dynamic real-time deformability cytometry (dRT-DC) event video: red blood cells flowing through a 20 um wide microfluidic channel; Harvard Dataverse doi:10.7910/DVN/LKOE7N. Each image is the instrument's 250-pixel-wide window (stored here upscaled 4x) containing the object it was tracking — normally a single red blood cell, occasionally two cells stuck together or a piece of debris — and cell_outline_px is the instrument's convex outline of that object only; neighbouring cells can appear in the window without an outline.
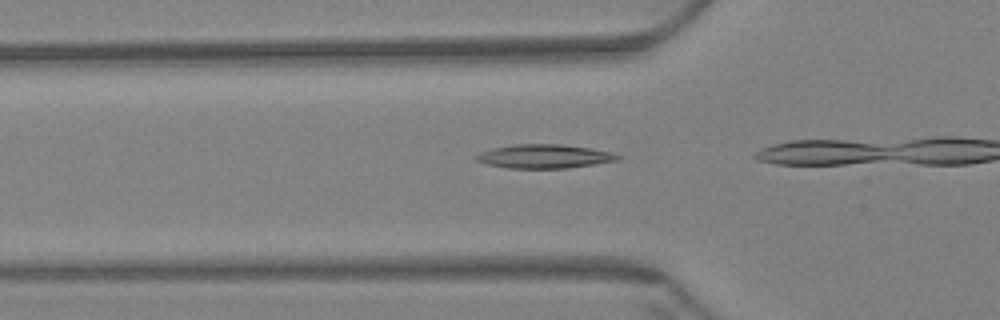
{"species": "Egyptian fruit bat (a non-hibernating species)", "species_latin": "Rousettus aegyptiacus", "temperature_condition": "warm", "stored_images_in_passage": 16, "camera_frame_rate_fps": 3000, "um_per_image_px": 0.085, "animal": {"sex": "female"}, "frame": {"image": 1, "passage_image": 3, "time_ms": 0.667, "image_size_px": [1000, 320], "cell_outline_px": [[620, 156], [616, 160], [568, 168], [504, 168], [488, 164], [476, 160], [476, 156], [480, 152], [492, 148], [516, 144], [560, 144], [588, 148], [612, 152]], "centroid_in_image_um": [46.22, 13.29], "position_along_channel_um": 79.6, "area_um2": 19.36}}